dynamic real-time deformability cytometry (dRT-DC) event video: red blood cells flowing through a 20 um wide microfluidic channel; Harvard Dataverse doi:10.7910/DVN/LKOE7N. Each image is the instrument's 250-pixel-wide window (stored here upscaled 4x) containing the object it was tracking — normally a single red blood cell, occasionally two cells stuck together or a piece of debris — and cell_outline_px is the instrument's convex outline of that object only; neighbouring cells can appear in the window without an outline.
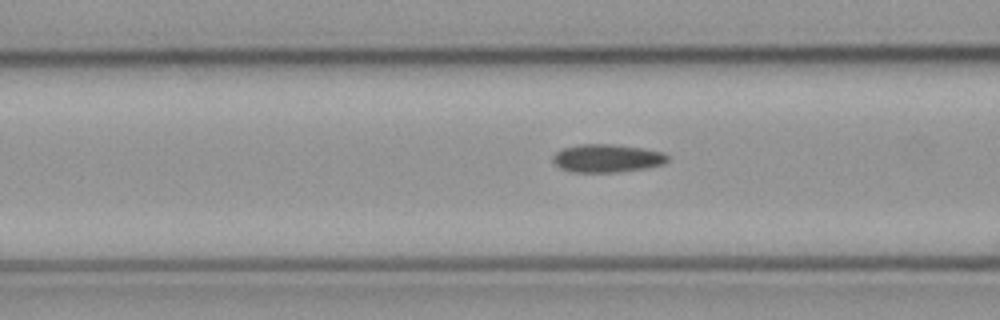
{"species": "common noctule bat (a hibernating species)", "species_latin": "Nyctalus noctula", "temperature_condition": "cold", "stored_images_in_passage": 20, "camera_frame_rate_fps": 3000, "um_per_image_px": 0.085, "animal": {"sex": "male", "body_mass_g": 23.1, "forearm_length_mm": 52.7}, "frame": {"image": 1, "passage_image": 18, "time_ms": 5.667, "image_size_px": [1000, 320], "cell_outline_px": [[668, 160], [664, 164], [644, 168], [616, 172], [576, 172], [560, 168], [552, 160], [552, 156], [560, 148], [580, 144], [612, 144], [644, 148], [664, 152], [668, 156]], "centroid_in_image_um": [51.59, 13.44], "position_along_channel_um": 115.0, "area_um2": 18.84}}